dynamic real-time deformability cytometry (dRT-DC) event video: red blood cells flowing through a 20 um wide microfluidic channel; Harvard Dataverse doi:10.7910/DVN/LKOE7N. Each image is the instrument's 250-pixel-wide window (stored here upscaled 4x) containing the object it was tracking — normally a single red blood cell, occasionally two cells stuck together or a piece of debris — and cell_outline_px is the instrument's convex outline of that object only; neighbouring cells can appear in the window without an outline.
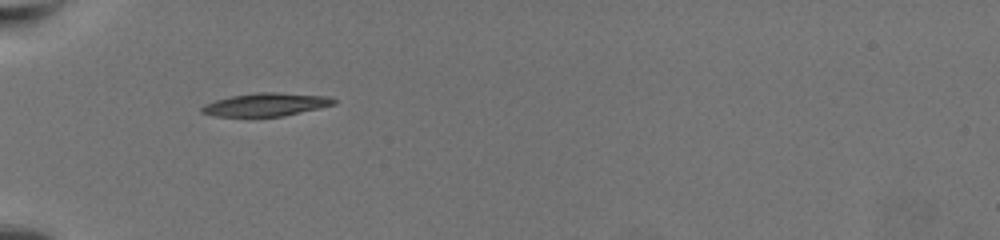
{"species": "common noctule bat (a hibernating species)", "species_latin": "Nyctalus noctula", "temperature_condition": "warm", "stored_images_in_passage": 41, "camera_frame_rate_fps": 3000, "um_per_image_px": 0.085, "animal": {"sex": "female", "body_mass_g": 19.5, "forearm_length_mm": 54.1}, "frame": {"image": 1, "passage_image": 1, "time_ms": 0.0, "image_size_px": [1000, 240], "cell_outline_px": [[336, 104], [320, 108], [284, 116], [212, 116], [200, 112], [200, 108], [204, 104], [216, 100], [232, 96], [260, 92], [276, 92], [328, 96], [336, 100]], "centroid_in_image_um": [22.61, 8.89], "position_along_channel_um": 62.4, "area_um2": 17.74}}
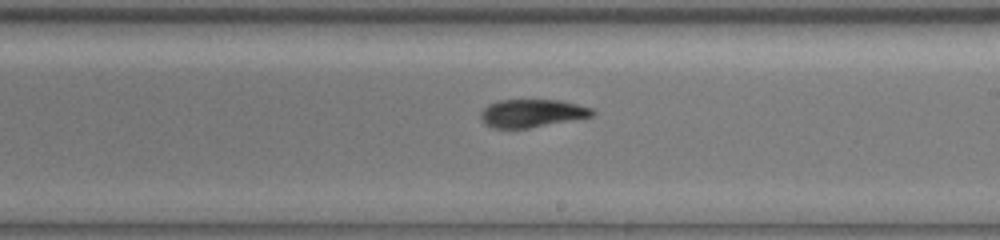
{"frame": {"image": 2, "passage_image": 18, "time_ms": 5.667, "image_size_px": [1000, 240], "cell_outline_px": [[596, 112], [592, 116], [528, 128], [492, 128], [484, 124], [480, 116], [480, 112], [488, 104], [500, 100], [556, 100], [576, 104], [592, 108]], "centroid_in_image_um": [45.17, 9.62], "position_along_channel_um": 243.8, "area_um2": 18.03}}
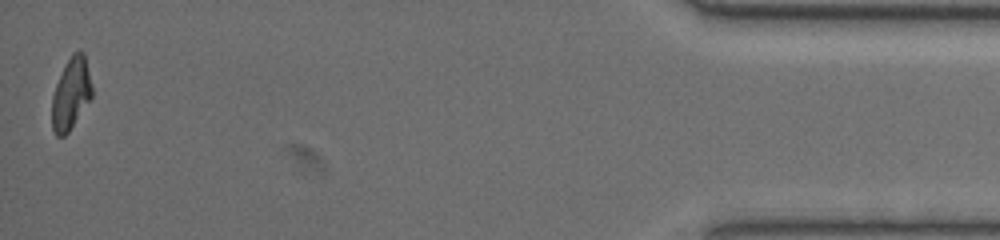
{"frame": {"image": 3, "passage_image": 41, "time_ms": 13.333, "image_size_px": [1000, 240], "cell_outline_px": [[92, 96], [68, 132], [64, 136], [56, 136], [52, 128], [52, 96], [56, 84], [72, 52], [84, 52], [92, 88]], "centroid_in_image_um": [6.02, 7.98], "position_along_channel_um": 429.2, "area_um2": 16.3}, "authors_computed_cell_mechanics": {"area_um2": 18.1492, "velocity_mm_per_s": 3.4012, "shape_relaxation_time_tau1_ms": 6.6975, "shape_relaxation_time_tau2_ms": 3.5588, "deformation_change_tau1": 0.2098, "deformation_change_tau2": 0.0942}}